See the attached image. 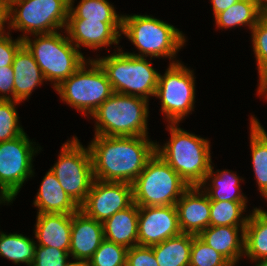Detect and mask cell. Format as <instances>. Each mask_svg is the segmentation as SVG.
<instances>
[{
	"mask_svg": "<svg viewBox=\"0 0 267 266\" xmlns=\"http://www.w3.org/2000/svg\"><path fill=\"white\" fill-rule=\"evenodd\" d=\"M156 144L148 136L95 135L88 145L94 179L133 184L156 153Z\"/></svg>",
	"mask_w": 267,
	"mask_h": 266,
	"instance_id": "obj_1",
	"label": "cell"
},
{
	"mask_svg": "<svg viewBox=\"0 0 267 266\" xmlns=\"http://www.w3.org/2000/svg\"><path fill=\"white\" fill-rule=\"evenodd\" d=\"M177 125L179 124L171 123L167 126L171 138L163 147L156 144V153L189 186H201L212 164L209 141L178 128Z\"/></svg>",
	"mask_w": 267,
	"mask_h": 266,
	"instance_id": "obj_2",
	"label": "cell"
},
{
	"mask_svg": "<svg viewBox=\"0 0 267 266\" xmlns=\"http://www.w3.org/2000/svg\"><path fill=\"white\" fill-rule=\"evenodd\" d=\"M148 100L138 96L113 93L91 115L95 135L147 136Z\"/></svg>",
	"mask_w": 267,
	"mask_h": 266,
	"instance_id": "obj_3",
	"label": "cell"
},
{
	"mask_svg": "<svg viewBox=\"0 0 267 266\" xmlns=\"http://www.w3.org/2000/svg\"><path fill=\"white\" fill-rule=\"evenodd\" d=\"M22 35L23 44L32 53L45 81H51L54 89L69 78L85 61V57L60 32L34 35V40Z\"/></svg>",
	"mask_w": 267,
	"mask_h": 266,
	"instance_id": "obj_4",
	"label": "cell"
},
{
	"mask_svg": "<svg viewBox=\"0 0 267 266\" xmlns=\"http://www.w3.org/2000/svg\"><path fill=\"white\" fill-rule=\"evenodd\" d=\"M140 51L139 57L175 58L186 42L184 34L163 20L149 15H122V33Z\"/></svg>",
	"mask_w": 267,
	"mask_h": 266,
	"instance_id": "obj_5",
	"label": "cell"
},
{
	"mask_svg": "<svg viewBox=\"0 0 267 266\" xmlns=\"http://www.w3.org/2000/svg\"><path fill=\"white\" fill-rule=\"evenodd\" d=\"M96 58L105 71L114 93L138 96L149 100L155 96L159 74L145 58L123 52Z\"/></svg>",
	"mask_w": 267,
	"mask_h": 266,
	"instance_id": "obj_6",
	"label": "cell"
},
{
	"mask_svg": "<svg viewBox=\"0 0 267 266\" xmlns=\"http://www.w3.org/2000/svg\"><path fill=\"white\" fill-rule=\"evenodd\" d=\"M138 207L175 205L189 184L157 153L132 184Z\"/></svg>",
	"mask_w": 267,
	"mask_h": 266,
	"instance_id": "obj_7",
	"label": "cell"
},
{
	"mask_svg": "<svg viewBox=\"0 0 267 266\" xmlns=\"http://www.w3.org/2000/svg\"><path fill=\"white\" fill-rule=\"evenodd\" d=\"M69 78L62 81L55 90L62 101L90 116L113 93L111 83L99 63L88 59ZM87 63L90 69L86 70Z\"/></svg>",
	"mask_w": 267,
	"mask_h": 266,
	"instance_id": "obj_8",
	"label": "cell"
},
{
	"mask_svg": "<svg viewBox=\"0 0 267 266\" xmlns=\"http://www.w3.org/2000/svg\"><path fill=\"white\" fill-rule=\"evenodd\" d=\"M69 0H16L9 5V27L24 33L47 34L66 28Z\"/></svg>",
	"mask_w": 267,
	"mask_h": 266,
	"instance_id": "obj_9",
	"label": "cell"
},
{
	"mask_svg": "<svg viewBox=\"0 0 267 266\" xmlns=\"http://www.w3.org/2000/svg\"><path fill=\"white\" fill-rule=\"evenodd\" d=\"M57 162L50 171L57 177L66 194L80 207L94 181L89 147L84 148L77 137L63 144Z\"/></svg>",
	"mask_w": 267,
	"mask_h": 266,
	"instance_id": "obj_10",
	"label": "cell"
},
{
	"mask_svg": "<svg viewBox=\"0 0 267 266\" xmlns=\"http://www.w3.org/2000/svg\"><path fill=\"white\" fill-rule=\"evenodd\" d=\"M195 77L182 63L172 61L165 74H159L155 96L168 123H179L194 109Z\"/></svg>",
	"mask_w": 267,
	"mask_h": 266,
	"instance_id": "obj_11",
	"label": "cell"
},
{
	"mask_svg": "<svg viewBox=\"0 0 267 266\" xmlns=\"http://www.w3.org/2000/svg\"><path fill=\"white\" fill-rule=\"evenodd\" d=\"M33 145L25 132L0 142V200L3 203H12L23 183L33 176L32 160L39 151Z\"/></svg>",
	"mask_w": 267,
	"mask_h": 266,
	"instance_id": "obj_12",
	"label": "cell"
},
{
	"mask_svg": "<svg viewBox=\"0 0 267 266\" xmlns=\"http://www.w3.org/2000/svg\"><path fill=\"white\" fill-rule=\"evenodd\" d=\"M133 203V186L125 182L94 179L89 193L80 206L87 216L101 223Z\"/></svg>",
	"mask_w": 267,
	"mask_h": 266,
	"instance_id": "obj_13",
	"label": "cell"
},
{
	"mask_svg": "<svg viewBox=\"0 0 267 266\" xmlns=\"http://www.w3.org/2000/svg\"><path fill=\"white\" fill-rule=\"evenodd\" d=\"M180 233L175 205L139 207L138 245L151 247Z\"/></svg>",
	"mask_w": 267,
	"mask_h": 266,
	"instance_id": "obj_14",
	"label": "cell"
},
{
	"mask_svg": "<svg viewBox=\"0 0 267 266\" xmlns=\"http://www.w3.org/2000/svg\"><path fill=\"white\" fill-rule=\"evenodd\" d=\"M65 30L70 42L77 49L81 45L97 50L112 44H119V37H121L122 33V22L68 19Z\"/></svg>",
	"mask_w": 267,
	"mask_h": 266,
	"instance_id": "obj_15",
	"label": "cell"
},
{
	"mask_svg": "<svg viewBox=\"0 0 267 266\" xmlns=\"http://www.w3.org/2000/svg\"><path fill=\"white\" fill-rule=\"evenodd\" d=\"M175 206L181 233L198 236L210 226V198L201 186H190Z\"/></svg>",
	"mask_w": 267,
	"mask_h": 266,
	"instance_id": "obj_16",
	"label": "cell"
},
{
	"mask_svg": "<svg viewBox=\"0 0 267 266\" xmlns=\"http://www.w3.org/2000/svg\"><path fill=\"white\" fill-rule=\"evenodd\" d=\"M104 240L103 223L80 209L72 214L70 257L89 260Z\"/></svg>",
	"mask_w": 267,
	"mask_h": 266,
	"instance_id": "obj_17",
	"label": "cell"
},
{
	"mask_svg": "<svg viewBox=\"0 0 267 266\" xmlns=\"http://www.w3.org/2000/svg\"><path fill=\"white\" fill-rule=\"evenodd\" d=\"M35 238L38 246L52 247L69 252L72 214L41 213L37 215Z\"/></svg>",
	"mask_w": 267,
	"mask_h": 266,
	"instance_id": "obj_18",
	"label": "cell"
},
{
	"mask_svg": "<svg viewBox=\"0 0 267 266\" xmlns=\"http://www.w3.org/2000/svg\"><path fill=\"white\" fill-rule=\"evenodd\" d=\"M244 231L245 227L209 226L198 237L235 266L244 255Z\"/></svg>",
	"mask_w": 267,
	"mask_h": 266,
	"instance_id": "obj_19",
	"label": "cell"
},
{
	"mask_svg": "<svg viewBox=\"0 0 267 266\" xmlns=\"http://www.w3.org/2000/svg\"><path fill=\"white\" fill-rule=\"evenodd\" d=\"M12 67L14 72V100L22 102L31 95L35 87L43 83L45 78L32 53L24 44L16 52Z\"/></svg>",
	"mask_w": 267,
	"mask_h": 266,
	"instance_id": "obj_20",
	"label": "cell"
},
{
	"mask_svg": "<svg viewBox=\"0 0 267 266\" xmlns=\"http://www.w3.org/2000/svg\"><path fill=\"white\" fill-rule=\"evenodd\" d=\"M33 204L38 208L37 214H73L80 209L66 194L57 177L50 170L44 176Z\"/></svg>",
	"mask_w": 267,
	"mask_h": 266,
	"instance_id": "obj_21",
	"label": "cell"
},
{
	"mask_svg": "<svg viewBox=\"0 0 267 266\" xmlns=\"http://www.w3.org/2000/svg\"><path fill=\"white\" fill-rule=\"evenodd\" d=\"M139 207L133 202L103 222L104 238L127 248L138 245Z\"/></svg>",
	"mask_w": 267,
	"mask_h": 266,
	"instance_id": "obj_22",
	"label": "cell"
},
{
	"mask_svg": "<svg viewBox=\"0 0 267 266\" xmlns=\"http://www.w3.org/2000/svg\"><path fill=\"white\" fill-rule=\"evenodd\" d=\"M244 255L252 262L267 258V212L254 208L244 231Z\"/></svg>",
	"mask_w": 267,
	"mask_h": 266,
	"instance_id": "obj_23",
	"label": "cell"
},
{
	"mask_svg": "<svg viewBox=\"0 0 267 266\" xmlns=\"http://www.w3.org/2000/svg\"><path fill=\"white\" fill-rule=\"evenodd\" d=\"M196 235L180 233L151 246L159 266H189L190 251Z\"/></svg>",
	"mask_w": 267,
	"mask_h": 266,
	"instance_id": "obj_24",
	"label": "cell"
},
{
	"mask_svg": "<svg viewBox=\"0 0 267 266\" xmlns=\"http://www.w3.org/2000/svg\"><path fill=\"white\" fill-rule=\"evenodd\" d=\"M239 179L240 181L242 180L229 170H217L216 173L213 171V166L211 165L210 170L207 172L205 181L201 185V189H204L209 196L210 201L247 202V198L244 194L242 195L241 190H239ZM207 180H211L212 186L209 185L210 187H206V184L208 183Z\"/></svg>",
	"mask_w": 267,
	"mask_h": 266,
	"instance_id": "obj_25",
	"label": "cell"
},
{
	"mask_svg": "<svg viewBox=\"0 0 267 266\" xmlns=\"http://www.w3.org/2000/svg\"><path fill=\"white\" fill-rule=\"evenodd\" d=\"M250 147L252 166L258 190L267 200V132L256 117L250 120Z\"/></svg>",
	"mask_w": 267,
	"mask_h": 266,
	"instance_id": "obj_26",
	"label": "cell"
},
{
	"mask_svg": "<svg viewBox=\"0 0 267 266\" xmlns=\"http://www.w3.org/2000/svg\"><path fill=\"white\" fill-rule=\"evenodd\" d=\"M264 15L265 10L255 0H240L214 18L218 28L247 25L251 31Z\"/></svg>",
	"mask_w": 267,
	"mask_h": 266,
	"instance_id": "obj_27",
	"label": "cell"
},
{
	"mask_svg": "<svg viewBox=\"0 0 267 266\" xmlns=\"http://www.w3.org/2000/svg\"><path fill=\"white\" fill-rule=\"evenodd\" d=\"M36 241L22 234L0 233V256L19 265L25 263L31 266L35 258Z\"/></svg>",
	"mask_w": 267,
	"mask_h": 266,
	"instance_id": "obj_28",
	"label": "cell"
},
{
	"mask_svg": "<svg viewBox=\"0 0 267 266\" xmlns=\"http://www.w3.org/2000/svg\"><path fill=\"white\" fill-rule=\"evenodd\" d=\"M75 0H69L68 19L100 20L101 22H122L112 4L107 0H81L73 7Z\"/></svg>",
	"mask_w": 267,
	"mask_h": 266,
	"instance_id": "obj_29",
	"label": "cell"
},
{
	"mask_svg": "<svg viewBox=\"0 0 267 266\" xmlns=\"http://www.w3.org/2000/svg\"><path fill=\"white\" fill-rule=\"evenodd\" d=\"M247 202L210 201V226L246 227L248 217H241Z\"/></svg>",
	"mask_w": 267,
	"mask_h": 266,
	"instance_id": "obj_30",
	"label": "cell"
},
{
	"mask_svg": "<svg viewBox=\"0 0 267 266\" xmlns=\"http://www.w3.org/2000/svg\"><path fill=\"white\" fill-rule=\"evenodd\" d=\"M127 251L123 245L104 240L88 261L90 266H123Z\"/></svg>",
	"mask_w": 267,
	"mask_h": 266,
	"instance_id": "obj_31",
	"label": "cell"
},
{
	"mask_svg": "<svg viewBox=\"0 0 267 266\" xmlns=\"http://www.w3.org/2000/svg\"><path fill=\"white\" fill-rule=\"evenodd\" d=\"M18 103L15 100H0V142L12 140L24 133L15 109Z\"/></svg>",
	"mask_w": 267,
	"mask_h": 266,
	"instance_id": "obj_32",
	"label": "cell"
},
{
	"mask_svg": "<svg viewBox=\"0 0 267 266\" xmlns=\"http://www.w3.org/2000/svg\"><path fill=\"white\" fill-rule=\"evenodd\" d=\"M189 266H233L225 257L205 244L198 236L193 238Z\"/></svg>",
	"mask_w": 267,
	"mask_h": 266,
	"instance_id": "obj_33",
	"label": "cell"
},
{
	"mask_svg": "<svg viewBox=\"0 0 267 266\" xmlns=\"http://www.w3.org/2000/svg\"><path fill=\"white\" fill-rule=\"evenodd\" d=\"M252 48L256 58L260 81L267 74V15L265 14L251 30Z\"/></svg>",
	"mask_w": 267,
	"mask_h": 266,
	"instance_id": "obj_34",
	"label": "cell"
},
{
	"mask_svg": "<svg viewBox=\"0 0 267 266\" xmlns=\"http://www.w3.org/2000/svg\"><path fill=\"white\" fill-rule=\"evenodd\" d=\"M69 256L64 250L37 245L31 266H64Z\"/></svg>",
	"mask_w": 267,
	"mask_h": 266,
	"instance_id": "obj_35",
	"label": "cell"
},
{
	"mask_svg": "<svg viewBox=\"0 0 267 266\" xmlns=\"http://www.w3.org/2000/svg\"><path fill=\"white\" fill-rule=\"evenodd\" d=\"M126 264L128 266H159L152 247L140 245L128 248Z\"/></svg>",
	"mask_w": 267,
	"mask_h": 266,
	"instance_id": "obj_36",
	"label": "cell"
},
{
	"mask_svg": "<svg viewBox=\"0 0 267 266\" xmlns=\"http://www.w3.org/2000/svg\"><path fill=\"white\" fill-rule=\"evenodd\" d=\"M22 45L23 40L20 37L13 40L10 32L0 35V68L12 66L14 56Z\"/></svg>",
	"mask_w": 267,
	"mask_h": 266,
	"instance_id": "obj_37",
	"label": "cell"
},
{
	"mask_svg": "<svg viewBox=\"0 0 267 266\" xmlns=\"http://www.w3.org/2000/svg\"><path fill=\"white\" fill-rule=\"evenodd\" d=\"M0 100H14V72L12 66L0 68Z\"/></svg>",
	"mask_w": 267,
	"mask_h": 266,
	"instance_id": "obj_38",
	"label": "cell"
},
{
	"mask_svg": "<svg viewBox=\"0 0 267 266\" xmlns=\"http://www.w3.org/2000/svg\"><path fill=\"white\" fill-rule=\"evenodd\" d=\"M240 0H211L214 17Z\"/></svg>",
	"mask_w": 267,
	"mask_h": 266,
	"instance_id": "obj_39",
	"label": "cell"
},
{
	"mask_svg": "<svg viewBox=\"0 0 267 266\" xmlns=\"http://www.w3.org/2000/svg\"><path fill=\"white\" fill-rule=\"evenodd\" d=\"M6 22L9 23V5L0 0V35L6 34L4 31Z\"/></svg>",
	"mask_w": 267,
	"mask_h": 266,
	"instance_id": "obj_40",
	"label": "cell"
},
{
	"mask_svg": "<svg viewBox=\"0 0 267 266\" xmlns=\"http://www.w3.org/2000/svg\"><path fill=\"white\" fill-rule=\"evenodd\" d=\"M257 92L259 96L262 94L267 99V74L259 81Z\"/></svg>",
	"mask_w": 267,
	"mask_h": 266,
	"instance_id": "obj_41",
	"label": "cell"
},
{
	"mask_svg": "<svg viewBox=\"0 0 267 266\" xmlns=\"http://www.w3.org/2000/svg\"><path fill=\"white\" fill-rule=\"evenodd\" d=\"M75 260L76 261H73V262L67 261L64 266H90L88 260H84V259H75Z\"/></svg>",
	"mask_w": 267,
	"mask_h": 266,
	"instance_id": "obj_42",
	"label": "cell"
},
{
	"mask_svg": "<svg viewBox=\"0 0 267 266\" xmlns=\"http://www.w3.org/2000/svg\"><path fill=\"white\" fill-rule=\"evenodd\" d=\"M254 261L256 263L255 266H267V258L260 259V260H254Z\"/></svg>",
	"mask_w": 267,
	"mask_h": 266,
	"instance_id": "obj_43",
	"label": "cell"
},
{
	"mask_svg": "<svg viewBox=\"0 0 267 266\" xmlns=\"http://www.w3.org/2000/svg\"><path fill=\"white\" fill-rule=\"evenodd\" d=\"M264 10H267V0H255Z\"/></svg>",
	"mask_w": 267,
	"mask_h": 266,
	"instance_id": "obj_44",
	"label": "cell"
},
{
	"mask_svg": "<svg viewBox=\"0 0 267 266\" xmlns=\"http://www.w3.org/2000/svg\"><path fill=\"white\" fill-rule=\"evenodd\" d=\"M3 2H6L8 5H10L12 2L16 1V0H1Z\"/></svg>",
	"mask_w": 267,
	"mask_h": 266,
	"instance_id": "obj_45",
	"label": "cell"
}]
</instances>
